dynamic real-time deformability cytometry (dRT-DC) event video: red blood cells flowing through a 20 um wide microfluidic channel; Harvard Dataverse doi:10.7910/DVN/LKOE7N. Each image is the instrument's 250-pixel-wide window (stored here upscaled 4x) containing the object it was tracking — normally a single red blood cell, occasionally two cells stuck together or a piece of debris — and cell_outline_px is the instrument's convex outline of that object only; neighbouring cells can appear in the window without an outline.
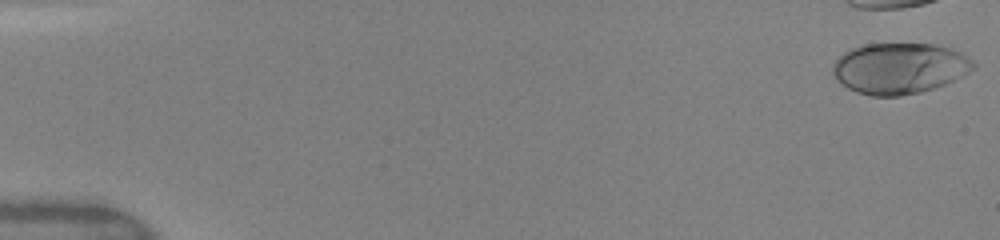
{"species": "human", "species_latin": "Homo sapiens", "temperature_condition": "warm", "stored_images_in_passage": 6, "camera_frame_rate_fps": 3000, "um_per_image_px": 0.085, "donor": {"sex": "female"}, "frame": {"image": 1, "passage_image": 1, "time_ms": 0.0, "image_size_px": [1000, 240], "cell_outline_px": [[976, 68], [944, 84], [920, 92], [900, 96], [872, 96], [856, 92], [848, 88], [832, 72], [832, 64], [844, 52], [852, 48], [864, 44], [932, 44], [948, 48], [960, 52], [972, 60], [976, 64]], "centroid_in_image_um": [76.44, 5.8], "position_along_channel_um": 8.6, "area_um2": 41.33}}